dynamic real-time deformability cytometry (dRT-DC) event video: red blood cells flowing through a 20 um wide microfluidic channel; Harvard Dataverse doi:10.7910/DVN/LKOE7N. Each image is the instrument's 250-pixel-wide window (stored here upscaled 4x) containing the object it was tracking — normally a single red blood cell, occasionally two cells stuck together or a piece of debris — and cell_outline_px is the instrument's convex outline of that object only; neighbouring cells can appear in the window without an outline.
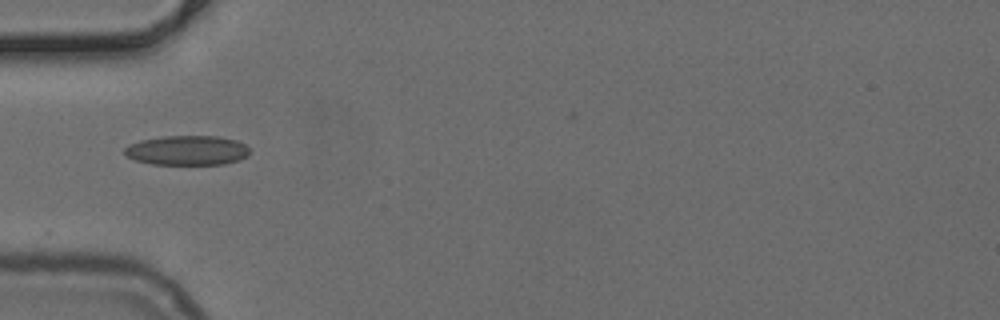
{"species": "common noctule bat (a hibernating species)", "species_latin": "Nyctalus noctula", "temperature_condition": "cold", "stored_images_in_passage": 13, "camera_frame_rate_fps": 3000, "um_per_image_px": 0.085, "animal": {"sex": "female", "body_mass_g": 24.6, "forearm_length_mm": 56.2}, "frame": {"image": 1, "passage_image": 1, "time_ms": 0.0, "image_size_px": [1000, 320], "cell_outline_px": [[248, 156], [240, 160], [224, 164], [152, 164], [136, 160], [128, 156], [124, 152], [124, 148], [128, 144], [140, 140], [160, 136], [220, 136], [236, 140], [244, 144], [248, 148]], "centroid_in_image_um": [15.91, 12.77], "position_along_channel_um": 69.1, "area_um2": 21.68}}
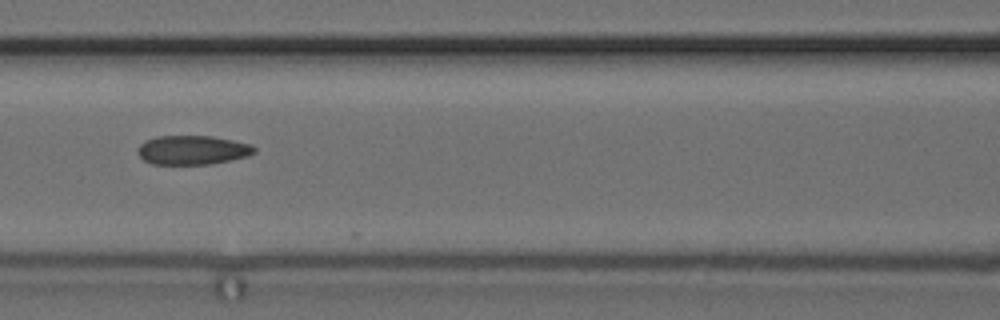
{"frame": {"image": 2, "passage_image": 7, "time_ms": 2.0, "image_size_px": [1000, 320], "cell_outline_px": [[256, 152], [248, 156], [208, 164], [152, 164], [144, 160], [136, 152], [140, 144], [144, 140], [156, 136], [212, 136], [252, 144], [256, 148]], "centroid_in_image_um": [16.34, 12.74], "position_along_channel_um": 150.3, "area_um2": 19.83}}
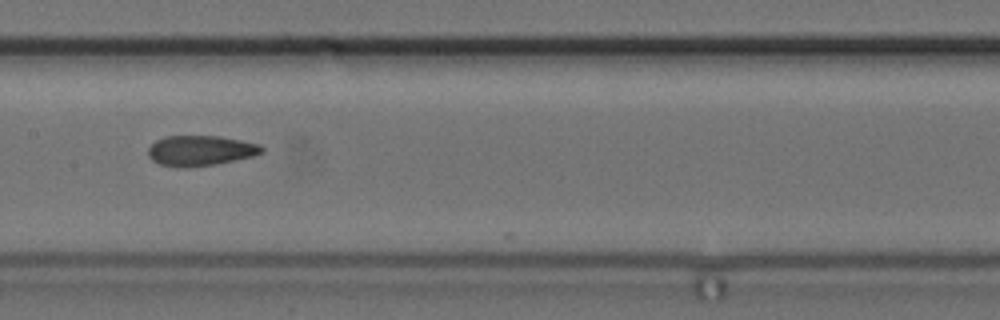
{"frame": {"image": 3, "passage_image": 10, "time_ms": 3.0, "image_size_px": [1000, 320], "cell_outline_px": [[264, 152], [252, 156], [216, 164], [188, 168], [176, 168], [160, 164], [152, 160], [148, 156], [148, 148], [156, 140], [164, 136], [220, 136], [260, 144], [264, 148]], "centroid_in_image_um": [17.02, 12.81], "position_along_channel_um": 190.4, "area_um2": 20.23}}